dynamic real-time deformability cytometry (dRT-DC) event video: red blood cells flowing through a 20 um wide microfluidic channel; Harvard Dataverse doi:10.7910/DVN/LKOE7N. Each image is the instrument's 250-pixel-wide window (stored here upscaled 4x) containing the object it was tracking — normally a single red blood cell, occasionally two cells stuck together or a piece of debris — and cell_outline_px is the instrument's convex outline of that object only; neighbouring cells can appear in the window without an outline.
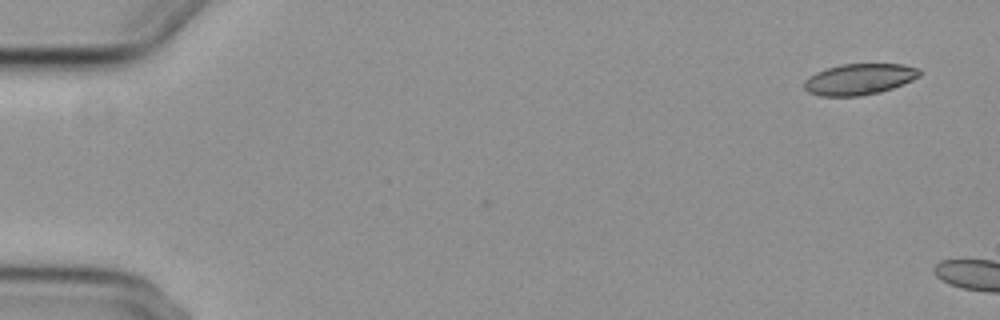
{"species": "common noctule bat (a hibernating species)", "species_latin": "Nyctalus noctula", "temperature_condition": "cold", "stored_images_in_passage": 2, "camera_frame_rate_fps": 3000, "um_per_image_px": 0.085, "animal": {"sex": "female", "body_mass_g": 29.2, "forearm_length_mm": 56.3}, "frame": {"image": 1, "passage_image": 1, "time_ms": 0.0, "image_size_px": [1000, 320], "cell_outline_px": [[920, 76], [912, 80], [892, 88], [880, 92], [860, 96], [820, 96], [808, 92], [804, 88], [804, 80], [808, 76], [816, 72], [840, 64], [904, 64], [920, 68]], "centroid_in_image_um": [73.03, 6.73], "position_along_channel_um": 12.0, "area_um2": 20.98}}